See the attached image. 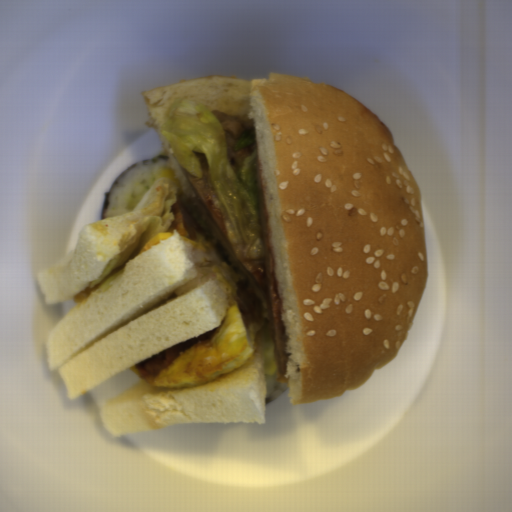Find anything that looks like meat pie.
I'll return each instance as SVG.
<instances>
[{"instance_id": "1", "label": "meat pie", "mask_w": 512, "mask_h": 512, "mask_svg": "<svg viewBox=\"0 0 512 512\" xmlns=\"http://www.w3.org/2000/svg\"><path fill=\"white\" fill-rule=\"evenodd\" d=\"M246 270L258 295L266 304L276 370L280 374H284L288 362L285 353L287 335L283 321L282 297L273 257L268 254L266 269L263 272L250 271L247 268Z\"/></svg>"}, {"instance_id": "2", "label": "meat pie", "mask_w": 512, "mask_h": 512, "mask_svg": "<svg viewBox=\"0 0 512 512\" xmlns=\"http://www.w3.org/2000/svg\"><path fill=\"white\" fill-rule=\"evenodd\" d=\"M220 121L226 134L227 153L230 165L234 170H239L246 159L252 154L259 155L255 143L240 151H234L233 147L239 136L250 128H255L253 119L244 115H233L221 111H211Z\"/></svg>"}, {"instance_id": "3", "label": "meat pie", "mask_w": 512, "mask_h": 512, "mask_svg": "<svg viewBox=\"0 0 512 512\" xmlns=\"http://www.w3.org/2000/svg\"><path fill=\"white\" fill-rule=\"evenodd\" d=\"M184 170L188 182L190 183V185L192 186V188L194 189V191L196 192V194L206 207L207 211L209 212V214L211 215V217L213 218V220L215 221L223 235L226 236L224 221L212 199L207 180L203 175L197 177L196 175L187 171L185 168Z\"/></svg>"}]
</instances>
